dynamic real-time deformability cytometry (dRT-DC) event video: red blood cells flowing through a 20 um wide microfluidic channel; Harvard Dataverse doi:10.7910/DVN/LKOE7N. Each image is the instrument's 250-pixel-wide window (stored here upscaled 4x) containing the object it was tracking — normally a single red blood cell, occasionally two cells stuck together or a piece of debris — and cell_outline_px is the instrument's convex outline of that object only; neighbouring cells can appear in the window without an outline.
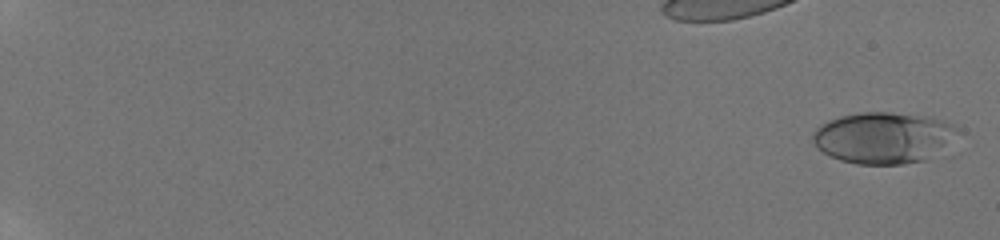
{"species": "human", "species_latin": "Homo sapiens", "temperature_condition": "room temperature", "stored_images_in_passage": 32, "camera_frame_rate_fps": 3000, "um_per_image_px": 0.085, "donor": {"sex": "male"}, "frame": {"image": 1, "passage_image": 1, "time_ms": 0.0, "image_size_px": [1000, 240], "cell_outline_px": [[960, 132], [924, 160], [904, 164], [856, 164], [840, 160], [824, 152], [812, 140], [812, 132], [820, 124], [828, 120], [840, 116], [860, 112], [892, 112], [932, 116], [956, 124]], "centroid_in_image_um": [75.07, 11.67], "position_along_channel_um": 9.9, "area_um2": 43.18}}
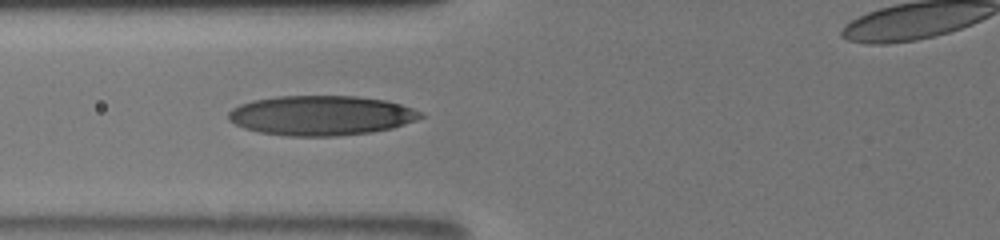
{"frame": {"image": 2, "passage_image": 26, "time_ms": 8.333, "image_size_px": [1000, 240], "cell_outline_px": [[424, 116], [416, 120], [392, 128], [372, 132], [336, 136], [288, 136], [260, 132], [244, 128], [228, 120], [228, 112], [232, 108], [240, 104], [252, 100], [276, 96], [356, 96], [388, 100], [424, 112]], "centroid_in_image_um": [27.3, 9.81], "position_along_channel_um": 98.5, "area_um2": 44.74}}
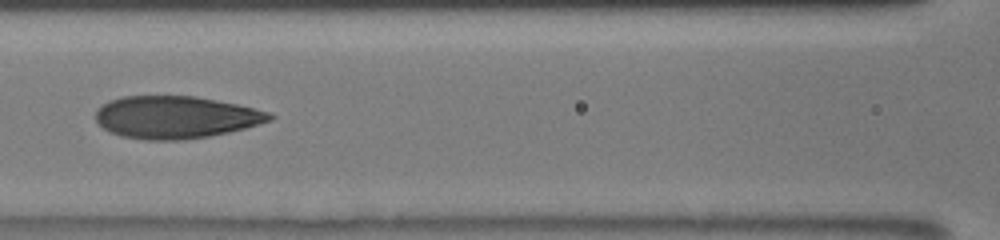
{"frame": {"image": 3, "passage_image": 30, "time_ms": 9.667, "image_size_px": [1000, 240], "cell_outline_px": [[276, 116], [272, 120], [244, 128], [228, 132], [208, 136], [180, 140], [144, 140], [120, 136], [108, 132], [96, 120], [96, 108], [108, 100], [120, 96], [196, 96], [236, 104], [268, 112]], "centroid_in_image_um": [14.88, 9.96], "position_along_channel_um": 151.7, "area_um2": 43.0}}